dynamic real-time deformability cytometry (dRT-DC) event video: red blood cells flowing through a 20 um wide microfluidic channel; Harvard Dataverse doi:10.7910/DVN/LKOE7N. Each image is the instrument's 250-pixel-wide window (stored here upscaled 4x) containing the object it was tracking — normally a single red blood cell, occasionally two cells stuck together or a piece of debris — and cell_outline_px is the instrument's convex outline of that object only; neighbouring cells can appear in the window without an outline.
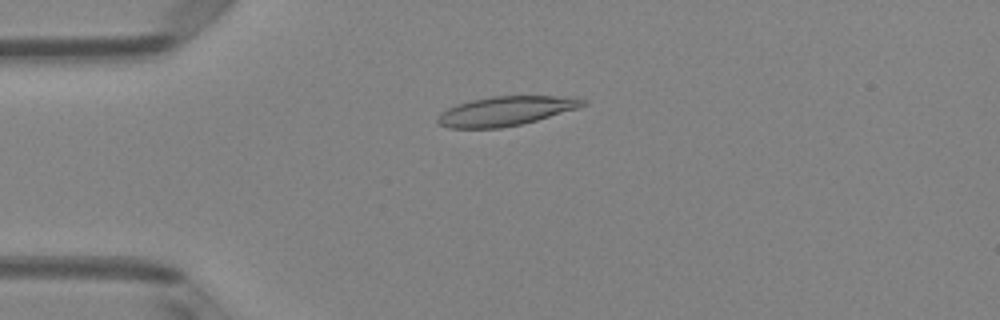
{"species": "Egyptian fruit bat (a non-hibernating species)", "species_latin": "Rousettus aegyptiacus", "temperature_condition": "room temperature", "stored_images_in_passage": 7, "camera_frame_rate_fps": 3000, "um_per_image_px": 0.085, "animal": {"sex": "female"}, "frame": {"image": 1, "passage_image": 4, "time_ms": 1.0, "image_size_px": [1000, 320], "cell_outline_px": [[588, 104], [580, 108], [536, 120], [520, 124], [500, 128], [448, 128], [440, 124], [436, 120], [436, 116], [440, 112], [448, 108], [472, 100], [492, 96], [576, 96], [588, 100]], "centroid_in_image_um": [43.06, 9.43], "position_along_channel_um": 41.9, "area_um2": 24.97}}
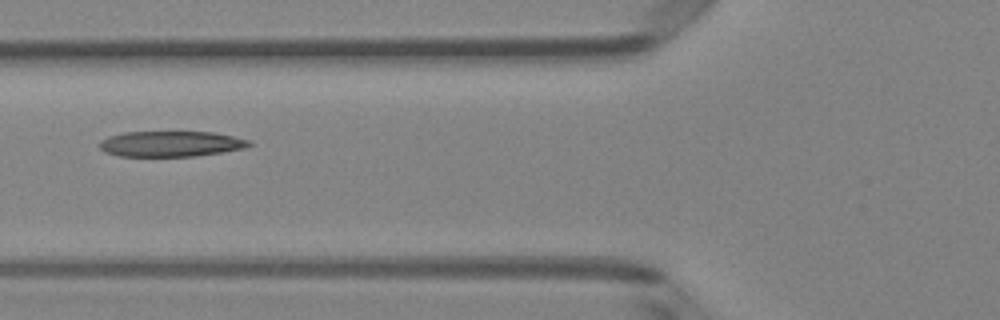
{"frame": {"image": 2, "passage_image": 6, "time_ms": 1.667, "image_size_px": [1000, 320], "cell_outline_px": [[252, 144], [244, 148], [196, 156], [120, 156], [104, 152], [100, 148], [100, 140], [108, 136], [124, 132], [212, 132], [232, 136], [248, 140]], "centroid_in_image_um": [14.47, 12.22], "position_along_channel_um": 111.3, "area_um2": 22.14}}
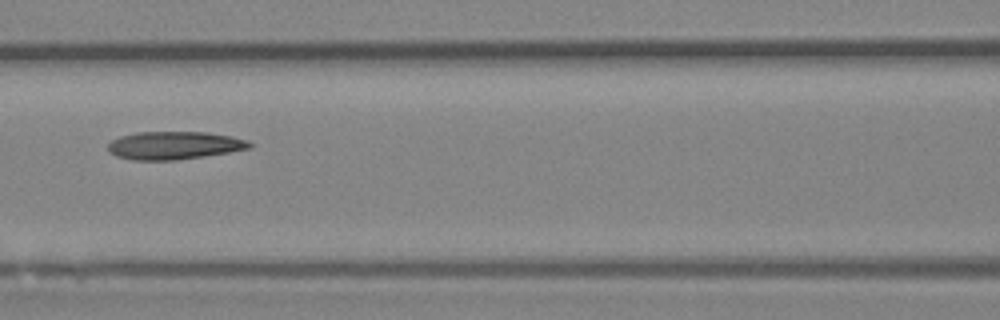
{"frame": {"image": 3, "passage_image": 7, "time_ms": 2.0, "image_size_px": [1000, 320], "cell_outline_px": [[252, 148], [204, 156], [176, 160], [132, 160], [116, 156], [108, 152], [108, 144], [112, 140], [120, 136], [136, 132], [208, 132], [232, 136], [248, 140], [252, 144]], "centroid_in_image_um": [14.8, 12.36], "position_along_channel_um": 151.8, "area_um2": 23.18}}